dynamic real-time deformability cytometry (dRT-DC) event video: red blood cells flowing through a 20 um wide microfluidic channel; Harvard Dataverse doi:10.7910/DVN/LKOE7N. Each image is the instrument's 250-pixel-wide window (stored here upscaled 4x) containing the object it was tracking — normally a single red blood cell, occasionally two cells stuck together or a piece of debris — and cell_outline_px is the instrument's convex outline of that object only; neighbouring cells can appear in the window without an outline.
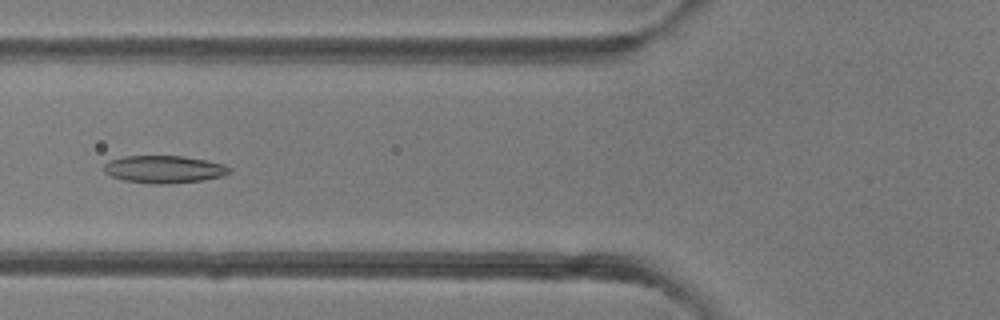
{"species": "common noctule bat (a hibernating species)", "species_latin": "Nyctalus noctula", "temperature_condition": "room temperature", "stored_images_in_passage": 50, "camera_frame_rate_fps": 3000, "um_per_image_px": 0.085, "animal": {"sex": "female"}, "frame": {"image": 1, "passage_image": 20, "time_ms": 6.333, "image_size_px": [1000, 320], "cell_outline_px": [[232, 172], [224, 176], [204, 180], [164, 184], [152, 184], [124, 180], [112, 176], [104, 172], [104, 164], [108, 160], [124, 156], [184, 156], [224, 164], [232, 168]], "centroid_in_image_um": [13.97, 14.39], "position_along_channel_um": 111.8, "area_um2": 20.23}}
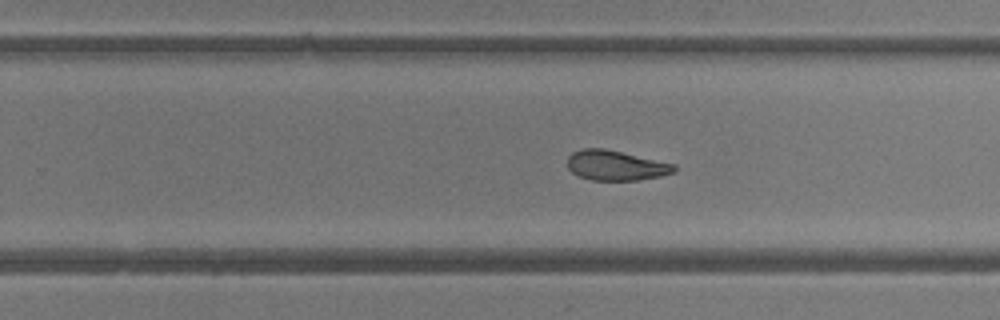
{"frame": {"image": 2, "passage_image": 32, "time_ms": 10.333, "image_size_px": [1000, 320], "cell_outline_px": [[676, 172], [660, 176], [636, 180], [592, 180], [580, 176], [572, 172], [568, 168], [568, 156], [572, 152], [584, 148], [604, 148], [676, 164]], "centroid_in_image_um": [52.35, 14.05], "position_along_channel_um": 277.4, "area_um2": 18.61}}
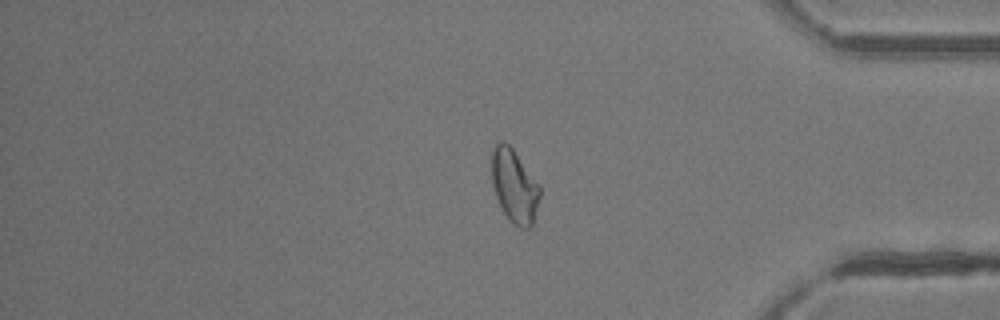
{"frame": {"image": 3, "passage_image": 42, "time_ms": 13.667, "image_size_px": [1000, 320], "cell_outline_px": [[540, 196], [532, 228], [520, 228], [508, 220], [496, 196], [492, 184], [492, 148], [496, 140], [504, 140], [512, 148], [540, 184]], "centroid_in_image_um": [43.72, 15.79], "position_along_channel_um": 391.5, "area_um2": 20.81}, "authors_computed_cell_mechanics": {"area_um2": 21.2704, "velocity_mm_per_s": 4.1371, "shape_relaxation_time_tau1_ms": null, "shape_relaxation_time_tau2_ms": 1.8727, "deformation_change_tau1": null, "deformation_change_tau2": 0.0764}}